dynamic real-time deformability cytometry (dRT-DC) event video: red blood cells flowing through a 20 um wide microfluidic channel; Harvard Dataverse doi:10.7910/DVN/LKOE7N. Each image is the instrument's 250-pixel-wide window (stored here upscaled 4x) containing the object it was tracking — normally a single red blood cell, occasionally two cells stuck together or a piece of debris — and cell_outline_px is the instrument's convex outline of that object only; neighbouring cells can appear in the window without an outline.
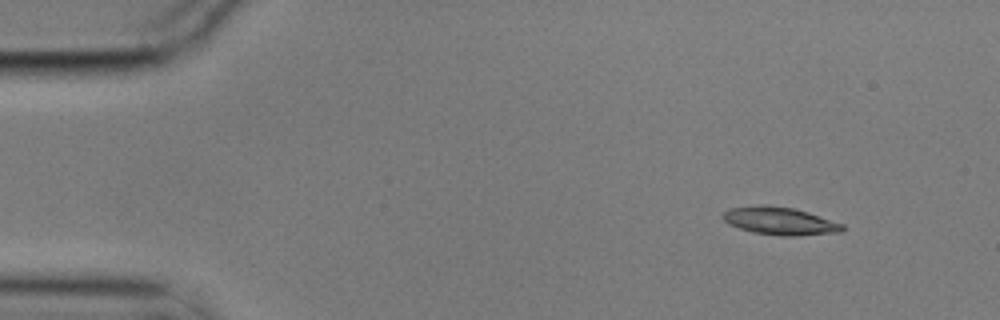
{"species": "common noctule bat (a hibernating species)", "species_latin": "Nyctalus noctula", "temperature_condition": "cold", "stored_images_in_passage": 3, "camera_frame_rate_fps": 3000, "um_per_image_px": 0.085, "animal": {"sex": "male", "body_mass_g": 17.9}, "frame": {"image": 1, "passage_image": 1, "time_ms": 0.0, "image_size_px": [1000, 320], "cell_outline_px": [[844, 228], [840, 232], [796, 236], [780, 236], [752, 232], [728, 224], [724, 220], [724, 212], [732, 208], [756, 204], [764, 204], [792, 208], [808, 212], [844, 224]], "centroid_in_image_um": [66.29, 18.78], "position_along_channel_um": 18.7, "area_um2": 19.31}}